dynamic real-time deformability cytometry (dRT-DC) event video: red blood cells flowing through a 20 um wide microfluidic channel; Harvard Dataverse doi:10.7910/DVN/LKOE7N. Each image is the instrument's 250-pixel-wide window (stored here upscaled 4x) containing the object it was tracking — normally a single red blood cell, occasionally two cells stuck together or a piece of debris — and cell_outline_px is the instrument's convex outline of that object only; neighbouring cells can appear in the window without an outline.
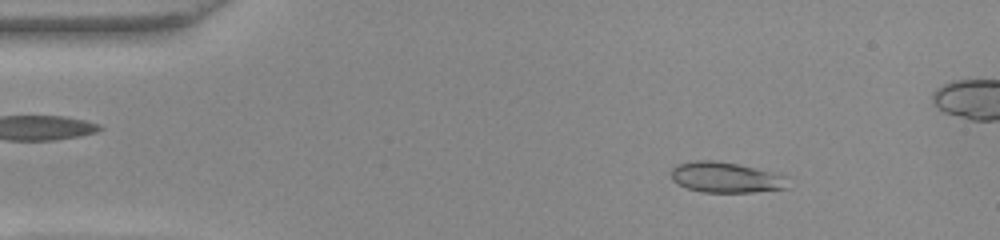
{"species": "common noctule bat (a hibernating species)", "species_latin": "Nyctalus noctula", "temperature_condition": "warm", "stored_images_in_passage": 53, "camera_frame_rate_fps": 3000, "um_per_image_px": 0.085, "animal": {"sex": "female", "body_mass_g": 22.0, "forearm_length_mm": 56.7}, "frame": {"image": 1, "passage_image": 7, "time_ms": 2.0, "image_size_px": [1000, 240], "cell_outline_px": [[788, 188], [752, 192], [704, 192], [688, 188], [672, 180], [672, 168], [676, 164], [692, 160], [716, 160], [736, 164], [784, 176]], "centroid_in_image_um": [61.62, 15.07], "position_along_channel_um": 23.4, "area_um2": 20.35}}
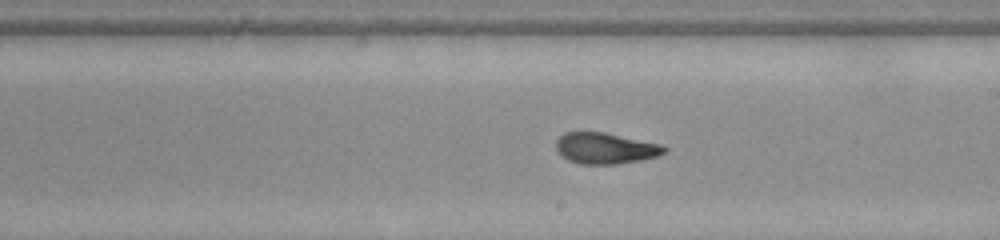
{"frame": {"image": 2, "passage_image": 29, "time_ms": 9.333, "image_size_px": [1000, 240], "cell_outline_px": [[668, 152], [656, 156], [640, 160], [620, 164], [580, 164], [568, 160], [560, 156], [556, 148], [556, 140], [564, 132], [604, 132], [664, 144], [668, 148]], "centroid_in_image_um": [51.48, 12.6], "position_along_channel_um": 237.5, "area_um2": 19.94}}
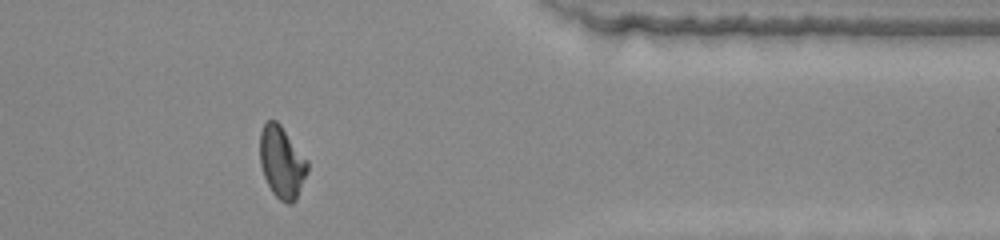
{"frame": {"image": 3, "passage_image": 42, "time_ms": 13.667, "image_size_px": [1000, 240], "cell_outline_px": [[308, 168], [296, 200], [292, 204], [288, 204], [280, 200], [272, 192], [264, 176], [260, 164], [260, 132], [264, 124], [268, 120], [276, 120], [280, 124], [308, 160]], "centroid_in_image_um": [23.95, 13.78], "position_along_channel_um": 387.5, "area_um2": 19.83}, "authors_computed_cell_mechanics": {"area_um2": 19.941, "velocity_mm_per_s": 3.9143, "shape_relaxation_time_tau1_ms": 4.9275, "shape_relaxation_time_tau2_ms": 0.982, "deformation_change_tau1": 0.203, "deformation_change_tau2": 0.0802}}